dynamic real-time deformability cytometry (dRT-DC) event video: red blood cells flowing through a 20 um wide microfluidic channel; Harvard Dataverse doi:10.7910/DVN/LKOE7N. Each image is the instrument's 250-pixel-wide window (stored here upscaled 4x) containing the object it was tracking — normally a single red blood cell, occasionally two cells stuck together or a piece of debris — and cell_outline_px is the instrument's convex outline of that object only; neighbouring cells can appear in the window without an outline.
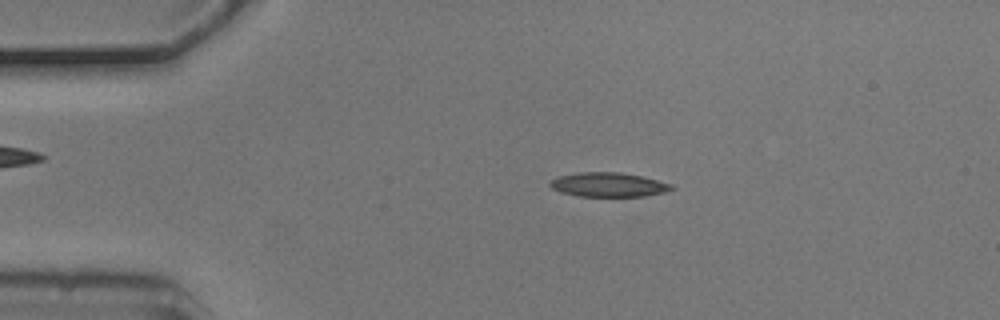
{"species": "common noctule bat (a hibernating species)", "species_latin": "Nyctalus noctula", "temperature_condition": "cold", "stored_images_in_passage": 5, "camera_frame_rate_fps": 3000, "um_per_image_px": 0.085, "animal": {"sex": "male", "body_mass_g": 20.5, "forearm_length_mm": 52.5}, "frame": {"image": 1, "passage_image": 2, "time_ms": 0.333, "image_size_px": [1000, 320], "cell_outline_px": [[676, 188], [664, 192], [644, 196], [576, 196], [560, 192], [552, 188], [548, 184], [556, 176], [580, 172], [620, 172], [640, 176], [672, 184]], "centroid_in_image_um": [51.68, 15.7], "position_along_channel_um": 33.3, "area_um2": 17.17}}
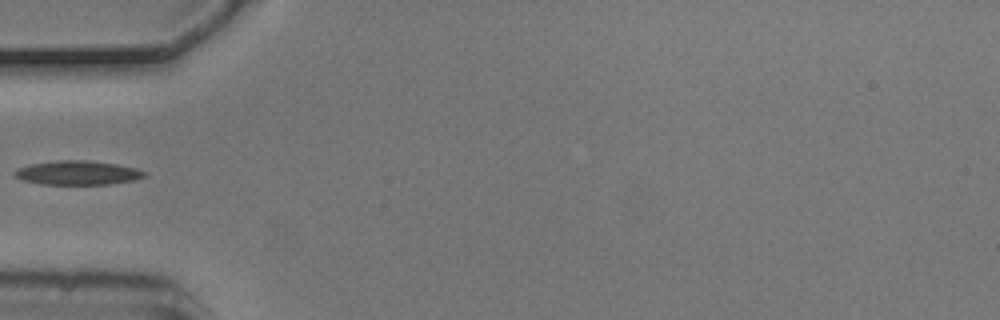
{"frame": {"image": 2, "passage_image": 4, "time_ms": 1.0, "image_size_px": [1000, 320], "cell_outline_px": [[144, 176], [136, 180], [108, 184], [40, 184], [24, 180], [16, 176], [12, 172], [20, 168], [32, 164], [56, 160], [88, 160], [116, 164], [136, 168], [144, 172]], "centroid_in_image_um": [6.61, 14.68], "position_along_channel_um": 78.4, "area_um2": 17.98}}